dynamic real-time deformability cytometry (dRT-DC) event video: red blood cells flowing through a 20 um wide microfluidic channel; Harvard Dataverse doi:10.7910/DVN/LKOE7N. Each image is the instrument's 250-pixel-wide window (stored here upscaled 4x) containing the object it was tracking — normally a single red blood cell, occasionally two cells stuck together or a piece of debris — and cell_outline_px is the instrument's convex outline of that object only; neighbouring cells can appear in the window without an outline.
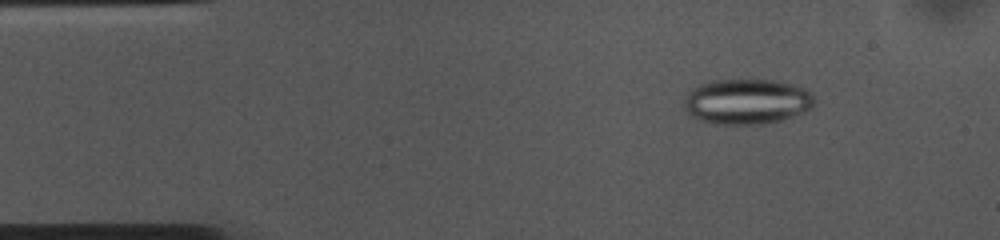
{"species": "common noctule bat (a hibernating species)", "species_latin": "Nyctalus noctula", "temperature_condition": "cold", "stored_images_in_passage": 53, "camera_frame_rate_fps": 3000, "um_per_image_px": 0.085, "animal": {"sex": "female", "body_mass_g": 10.0, "forearm_length_mm": 53.1}, "frame": {"image": 1, "passage_image": 6, "time_ms": 1.667, "image_size_px": [1000, 240], "cell_outline_px": [[816, 104], [804, 112], [780, 120], [764, 124], [716, 124], [700, 120], [692, 116], [684, 108], [684, 96], [692, 88], [700, 84], [712, 80], [776, 80], [792, 84], [804, 88], [812, 96]], "centroid_in_image_um": [63.46, 8.63], "position_along_channel_um": 21.5, "area_um2": 34.45}}
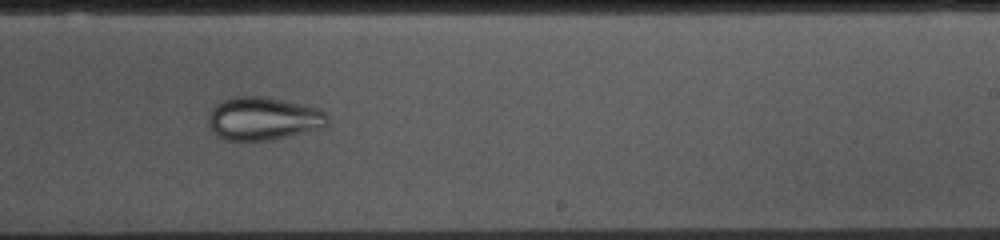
{"frame": {"image": 2, "passage_image": 31, "time_ms": 10.0, "image_size_px": [1000, 240], "cell_outline_px": [[328, 124], [324, 128], [272, 140], [224, 140], [212, 132], [208, 124], [208, 116], [212, 108], [220, 100], [236, 96], [260, 96], [304, 104], [320, 108], [328, 112]], "centroid_in_image_um": [22.4, 10.08], "position_along_channel_um": 266.6, "area_um2": 30.4}}
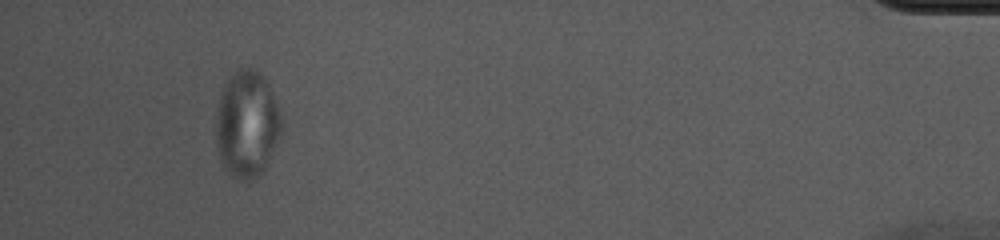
{"frame": {"image": 3, "passage_image": 49, "time_ms": 16.0, "image_size_px": [1000, 240], "cell_outline_px": [[284, 128], [264, 168], [256, 176], [248, 180], [240, 180], [232, 176], [224, 168], [220, 160], [216, 144], [216, 112], [220, 92], [224, 84], [236, 68], [256, 68], [264, 76], [280, 108]], "centroid_in_image_um": [20.99, 10.5], "position_along_channel_um": 414.2, "area_um2": 41.27}}